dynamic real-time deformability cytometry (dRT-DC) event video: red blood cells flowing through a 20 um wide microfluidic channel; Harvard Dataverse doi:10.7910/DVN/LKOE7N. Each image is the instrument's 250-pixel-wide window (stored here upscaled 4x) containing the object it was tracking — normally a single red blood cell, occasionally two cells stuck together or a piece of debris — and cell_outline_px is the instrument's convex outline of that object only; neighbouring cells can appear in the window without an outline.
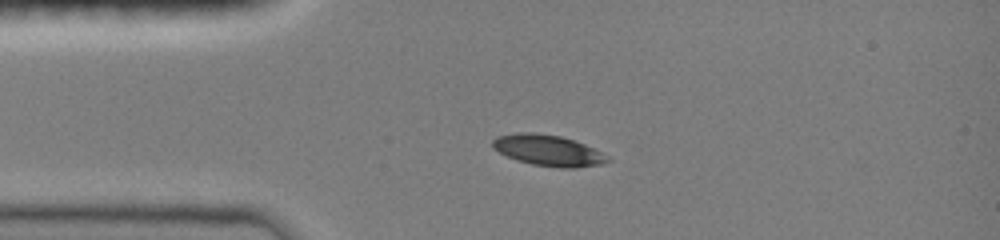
{"species": "common noctule bat (a hibernating species)", "species_latin": "Nyctalus noctula", "temperature_condition": "room temperature", "stored_images_in_passage": 36, "camera_frame_rate_fps": 3000, "um_per_image_px": 0.085, "animal": {"sex": "female", "body_mass_g": 19.0, "forearm_length_mm": 51.5}, "frame": {"image": 1, "passage_image": 1, "time_ms": 0.0, "image_size_px": [1000, 240], "cell_outline_px": [[612, 160], [600, 164], [576, 168], [560, 168], [532, 164], [516, 160], [492, 148], [492, 140], [496, 136], [516, 132], [532, 132], [560, 136], [584, 144], [608, 156]], "centroid_in_image_um": [46.56, 12.78], "position_along_channel_um": 38.4, "area_um2": 20.69}}
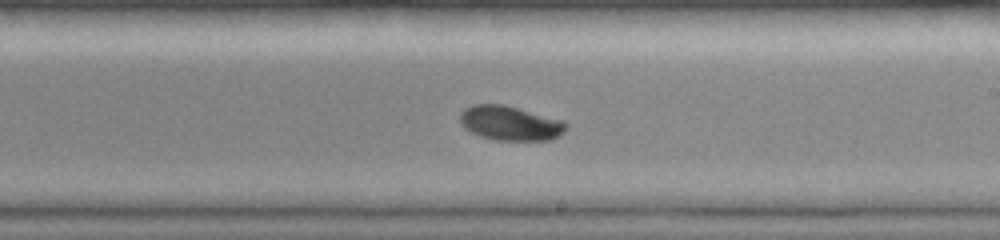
{"frame": {"image": 2, "passage_image": 18, "time_ms": 5.667, "image_size_px": [1000, 240], "cell_outline_px": [[568, 128], [560, 136], [548, 140], [496, 140], [480, 136], [464, 128], [460, 124], [460, 112], [464, 108], [472, 104], [504, 104], [564, 120], [568, 124]], "centroid_in_image_um": [43.38, 10.46], "position_along_channel_um": 245.6, "area_um2": 21.62}}
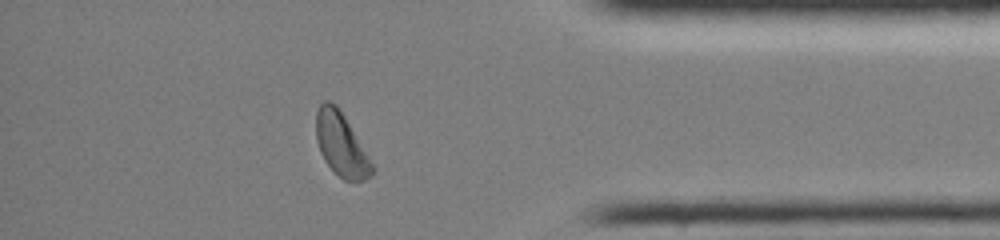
{"frame": {"image": 3, "passage_image": 31, "time_ms": 10.0, "image_size_px": [1000, 240], "cell_outline_px": [[372, 176], [364, 180], [344, 180], [324, 160], [320, 152], [316, 140], [316, 112], [320, 104], [324, 100], [328, 100], [336, 104], [344, 116], [368, 156], [372, 164]], "centroid_in_image_um": [28.96, 12.25], "position_along_channel_um": 406.2, "area_um2": 20.17}, "authors_computed_cell_mechanics": {"area_um2": 21.2704, "velocity_mm_per_s": 4.0311, "shape_relaxation_time_tau1_ms": 2.2435, "shape_relaxation_time_tau2_ms": null, "deformation_change_tau1": 0.1091, "deformation_change_tau2": null}}